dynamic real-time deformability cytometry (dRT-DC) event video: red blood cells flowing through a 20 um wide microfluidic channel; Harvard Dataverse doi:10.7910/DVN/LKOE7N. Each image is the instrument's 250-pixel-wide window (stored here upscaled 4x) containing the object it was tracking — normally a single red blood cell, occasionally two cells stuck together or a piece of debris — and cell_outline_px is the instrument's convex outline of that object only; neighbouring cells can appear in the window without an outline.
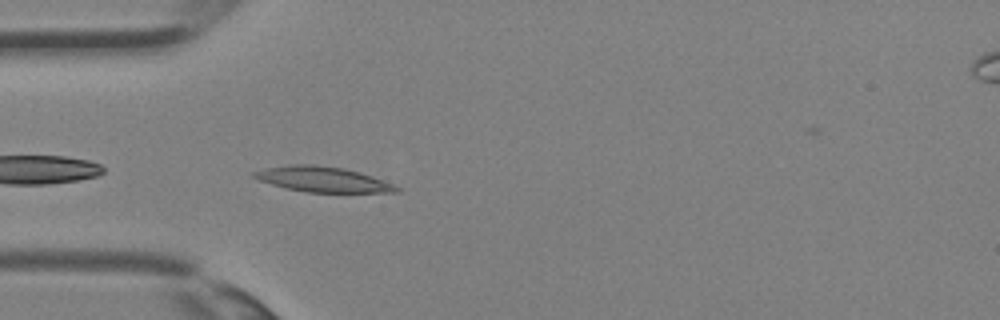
{"species": "Egyptian fruit bat (a non-hibernating species)", "species_latin": "Rousettus aegyptiacus", "temperature_condition": "room temperature", "stored_images_in_passage": 34, "camera_frame_rate_fps": 3000, "um_per_image_px": 0.085, "animal": {"sex": "female"}, "frame": {"image": 1, "passage_image": 9, "time_ms": 2.667, "image_size_px": [1000, 320], "cell_outline_px": [[400, 192], [308, 192], [284, 188], [260, 180], [252, 176], [252, 172], [268, 168], [288, 164], [312, 164], [344, 168], [360, 172], [372, 176], [392, 184], [400, 188]], "centroid_in_image_um": [27.42, 15.24], "position_along_channel_um": 57.6, "area_um2": 20.81}}
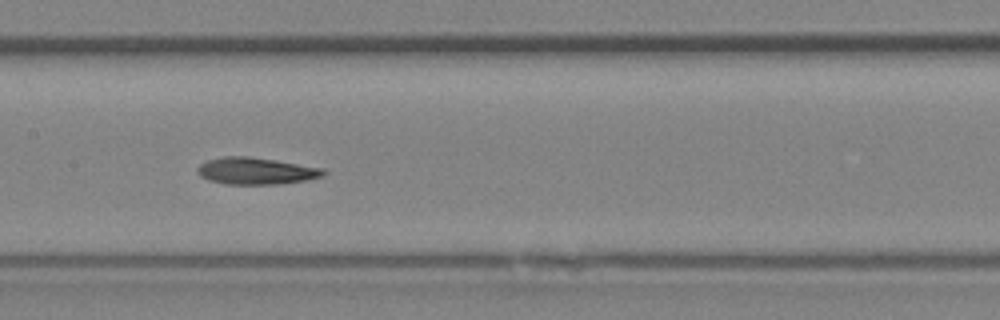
{"frame": {"image": 2, "passage_image": 16, "time_ms": 5.0, "image_size_px": [1000, 320], "cell_outline_px": [[328, 172], [324, 176], [308, 180], [280, 184], [224, 184], [208, 180], [200, 176], [196, 172], [196, 168], [200, 164], [208, 160], [224, 156], [248, 156], [276, 160], [324, 168]], "centroid_in_image_um": [21.78, 14.53], "position_along_channel_um": 185.6, "area_um2": 20.0}}
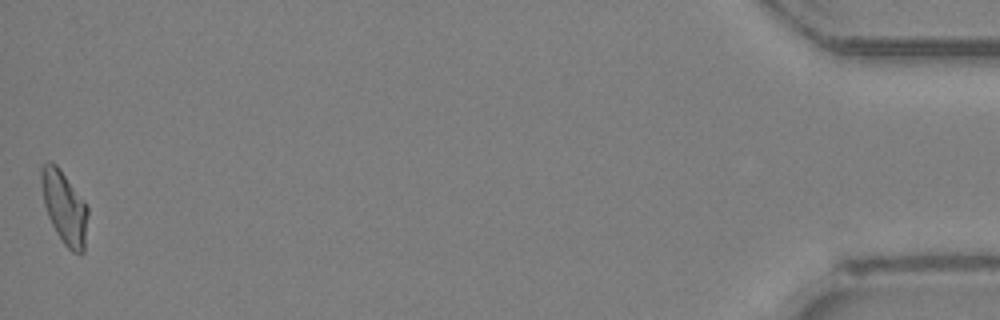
{"frame": {"image": 3, "passage_image": 34, "time_ms": 11.0, "image_size_px": [1000, 320], "cell_outline_px": [[88, 212], [84, 252], [72, 252], [64, 244], [56, 232], [48, 216], [44, 204], [40, 180], [40, 168], [44, 164], [56, 164], [60, 168], [84, 200], [88, 208]], "centroid_in_image_um": [5.47, 17.62], "position_along_channel_um": 429.7, "area_um2": 19.59}}